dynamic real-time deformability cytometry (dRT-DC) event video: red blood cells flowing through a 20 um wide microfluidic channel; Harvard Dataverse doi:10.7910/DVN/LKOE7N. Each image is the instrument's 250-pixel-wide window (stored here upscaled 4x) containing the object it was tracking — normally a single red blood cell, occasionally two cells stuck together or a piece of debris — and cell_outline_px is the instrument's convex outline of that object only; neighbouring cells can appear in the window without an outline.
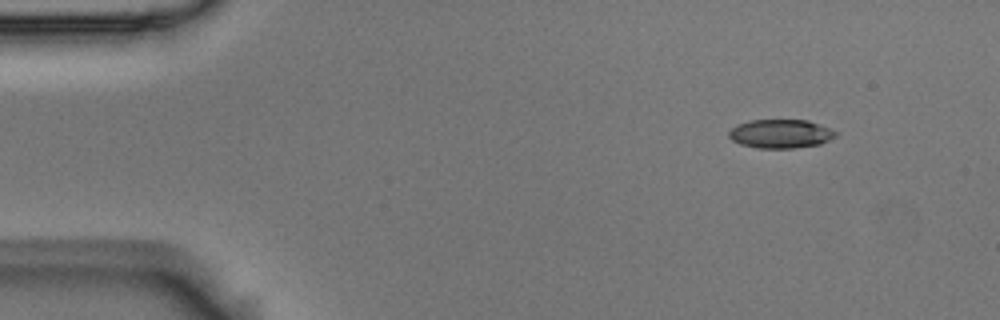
{"species": "Egyptian fruit bat (a non-hibernating species)", "species_latin": "Rousettus aegyptiacus", "temperature_condition": "room temperature", "stored_images_in_passage": 52, "camera_frame_rate_fps": 3000, "um_per_image_px": 0.085, "animal": {"sex": "male"}, "frame": {"image": 1, "passage_image": 4, "time_ms": 1.0, "image_size_px": [1000, 320], "cell_outline_px": [[836, 136], [820, 144], [792, 148], [756, 148], [740, 144], [732, 140], [728, 136], [728, 132], [736, 124], [752, 120], [808, 120], [828, 128], [836, 132]], "centroid_in_image_um": [66.3, 11.37], "position_along_channel_um": 18.7, "area_um2": 17.8}}
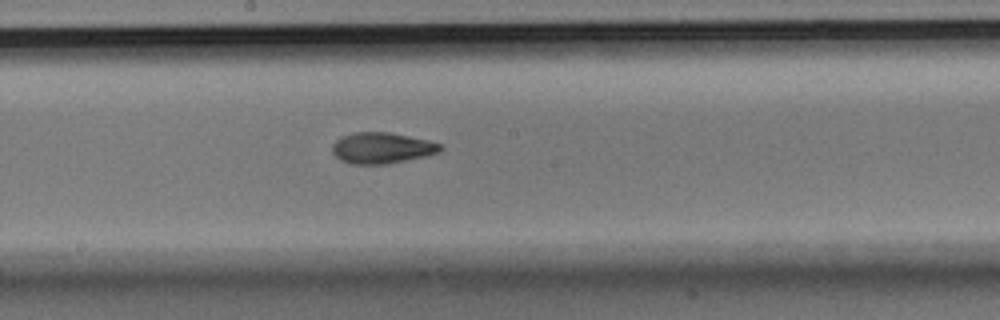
{"frame": {"image": 2, "passage_image": 27, "time_ms": 8.667, "image_size_px": [1000, 320], "cell_outline_px": [[440, 152], [424, 156], [388, 164], [352, 164], [340, 160], [332, 152], [332, 144], [340, 136], [352, 132], [388, 132], [408, 136], [440, 144]], "centroid_in_image_um": [32.38, 12.58], "position_along_channel_um": 215.8, "area_um2": 19.36}}
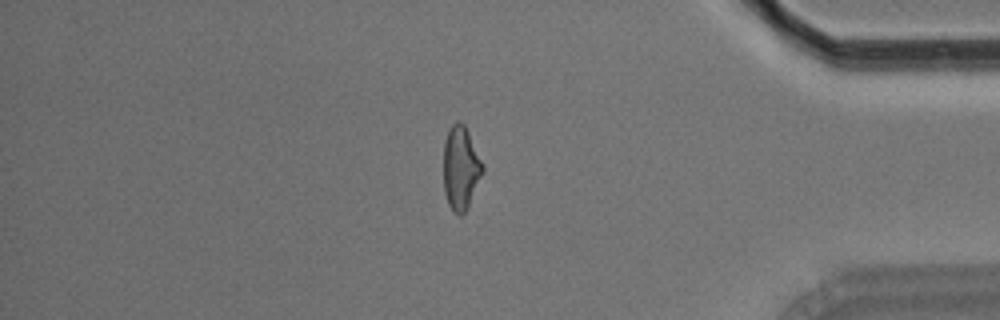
{"frame": {"image": 3, "passage_image": 44, "time_ms": 14.333, "image_size_px": [1000, 320], "cell_outline_px": [[484, 172], [464, 212], [460, 216], [452, 212], [448, 204], [444, 192], [444, 140], [448, 128], [456, 120], [464, 124], [484, 164]], "centroid_in_image_um": [39.16, 14.25], "position_along_channel_um": 396.0, "area_um2": 19.13}, "authors_computed_cell_mechanics": {"area_um2": 19.1029, "velocity_mm_per_s": 3.7199, "shape_relaxation_time_tau1_ms": 6.1333, "shape_relaxation_time_tau2_ms": 2.875, "deformation_change_tau1": 0.1676, "deformation_change_tau2": 0.0979}}